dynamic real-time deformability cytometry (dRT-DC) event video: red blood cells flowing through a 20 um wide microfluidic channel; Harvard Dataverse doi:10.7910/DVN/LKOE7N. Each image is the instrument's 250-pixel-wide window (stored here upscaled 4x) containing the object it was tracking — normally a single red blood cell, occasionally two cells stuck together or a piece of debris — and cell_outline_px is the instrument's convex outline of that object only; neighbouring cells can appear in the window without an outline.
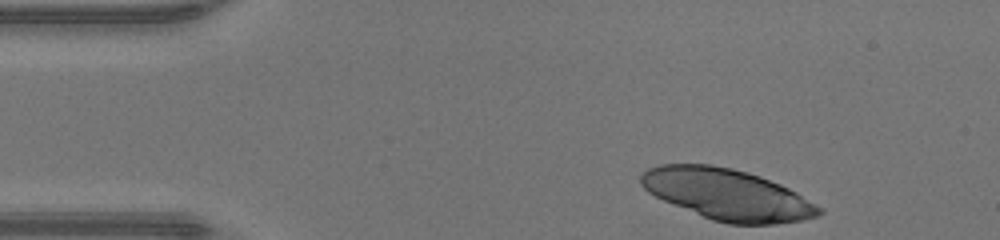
{"species": "human", "species_latin": "Homo sapiens", "temperature_condition": "warm", "stored_images_in_passage": 34, "camera_frame_rate_fps": 3000, "um_per_image_px": 0.085, "donor": {"sex": "male"}, "frame": {"image": 1, "passage_image": 1, "time_ms": 0.0, "image_size_px": [1000, 240], "cell_outline_px": [[824, 212], [820, 216], [804, 220], [776, 224], [728, 224], [712, 220], [664, 200], [648, 192], [640, 184], [640, 176], [648, 168], [660, 164], [712, 164], [732, 168], [748, 172], [760, 176], [780, 184], [796, 192], [824, 208]], "centroid_in_image_um": [61.86, 16.53], "position_along_channel_um": 23.1, "area_um2": 53.12}}